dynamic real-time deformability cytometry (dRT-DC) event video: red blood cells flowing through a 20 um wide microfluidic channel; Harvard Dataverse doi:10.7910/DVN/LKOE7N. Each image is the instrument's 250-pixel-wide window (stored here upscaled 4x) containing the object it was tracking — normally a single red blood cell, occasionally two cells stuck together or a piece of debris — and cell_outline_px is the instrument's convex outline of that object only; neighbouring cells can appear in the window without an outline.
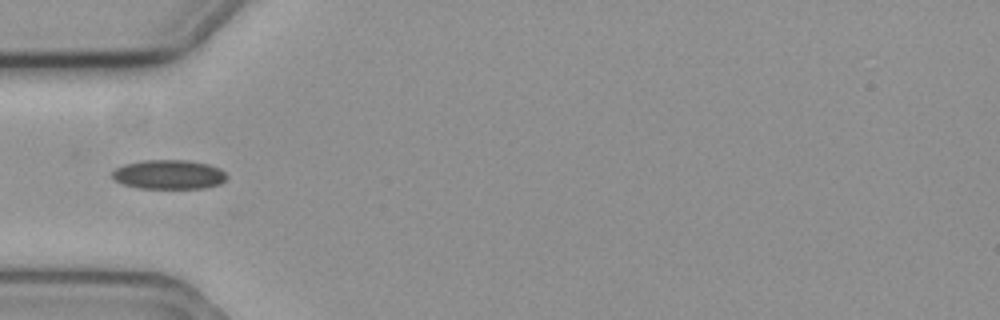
{"species": "common noctule bat (a hibernating species)", "species_latin": "Nyctalus noctula", "temperature_condition": "cold", "stored_images_in_passage": 12, "camera_frame_rate_fps": 3000, "um_per_image_px": 0.085, "animal": {"sex": "female", "body_mass_g": 19.3, "forearm_length_mm": 54.1}, "frame": {"image": 1, "passage_image": 1, "time_ms": 0.0, "image_size_px": [1000, 320], "cell_outline_px": [[228, 176], [220, 184], [204, 188], [136, 188], [112, 180], [112, 172], [116, 168], [124, 164], [144, 160], [188, 160], [208, 164], [220, 168]], "centroid_in_image_um": [14.34, 14.83], "position_along_channel_um": 70.7, "area_um2": 19.65}}